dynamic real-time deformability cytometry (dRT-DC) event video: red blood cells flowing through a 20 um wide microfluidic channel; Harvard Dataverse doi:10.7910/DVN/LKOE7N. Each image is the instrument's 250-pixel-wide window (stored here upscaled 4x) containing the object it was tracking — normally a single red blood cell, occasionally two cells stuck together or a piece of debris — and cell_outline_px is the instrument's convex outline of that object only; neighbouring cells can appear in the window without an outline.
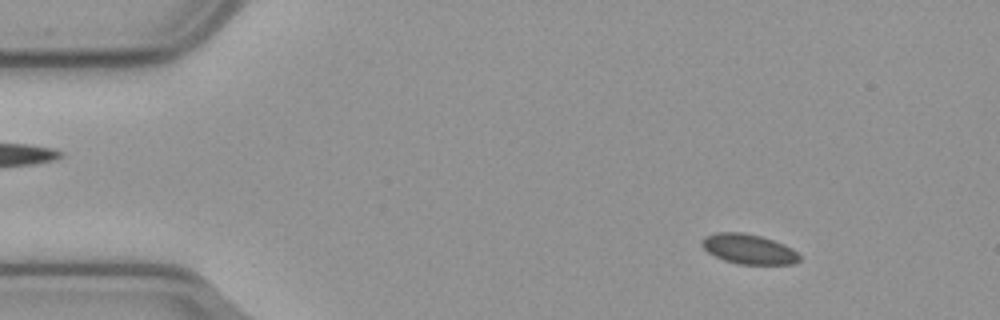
{"species": "common noctule bat (a hibernating species)", "species_latin": "Nyctalus noctula", "temperature_condition": "cold", "stored_images_in_passage": 58, "segment_of_instrument_passage": [1, 2], "camera_frame_rate_fps": 3000, "um_per_image_px": 0.085, "animal": {"sex": "male", "body_mass_g": 23.1, "forearm_length_mm": 52.7}, "frame": {"image": 1, "passage_image": 7, "time_ms": 2.0, "image_size_px": [1000, 320], "cell_outline_px": [[800, 260], [796, 264], [736, 264], [724, 260], [708, 252], [700, 244], [700, 240], [704, 236], [716, 232], [740, 232], [760, 236], [784, 244], [792, 248], [800, 256]], "centroid_in_image_um": [63.62, 21.17], "position_along_channel_um": 21.4, "area_um2": 17.05}}
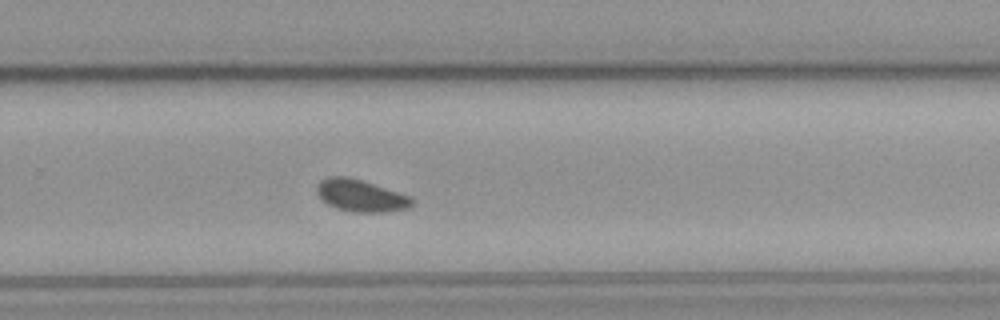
{"frame": {"image": 2, "passage_image": 37, "time_ms": 12.0, "image_size_px": [1000, 320], "cell_outline_px": [[412, 204], [408, 208], [384, 212], [352, 212], [336, 208], [328, 204], [316, 192], [316, 188], [320, 180], [328, 176], [348, 176], [408, 196], [412, 200]], "centroid_in_image_um": [30.6, 16.63], "position_along_channel_um": 299.2, "area_um2": 17.34}}
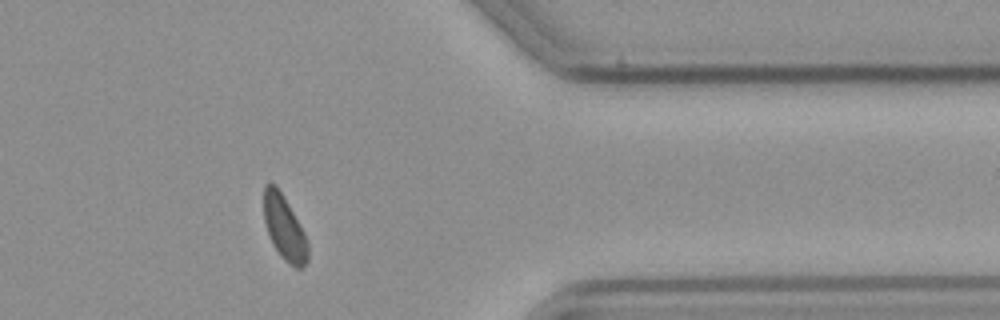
{"frame": {"image": 3, "passage_image": 46, "time_ms": 15.0, "image_size_px": [1000, 320], "cell_outline_px": [[308, 260], [300, 268], [296, 268], [288, 264], [280, 256], [272, 244], [264, 220], [264, 184], [276, 184], [288, 204], [304, 232], [308, 240]], "centroid_in_image_um": [24.17, 19.39], "position_along_channel_um": 387.2, "area_um2": 16.47}}